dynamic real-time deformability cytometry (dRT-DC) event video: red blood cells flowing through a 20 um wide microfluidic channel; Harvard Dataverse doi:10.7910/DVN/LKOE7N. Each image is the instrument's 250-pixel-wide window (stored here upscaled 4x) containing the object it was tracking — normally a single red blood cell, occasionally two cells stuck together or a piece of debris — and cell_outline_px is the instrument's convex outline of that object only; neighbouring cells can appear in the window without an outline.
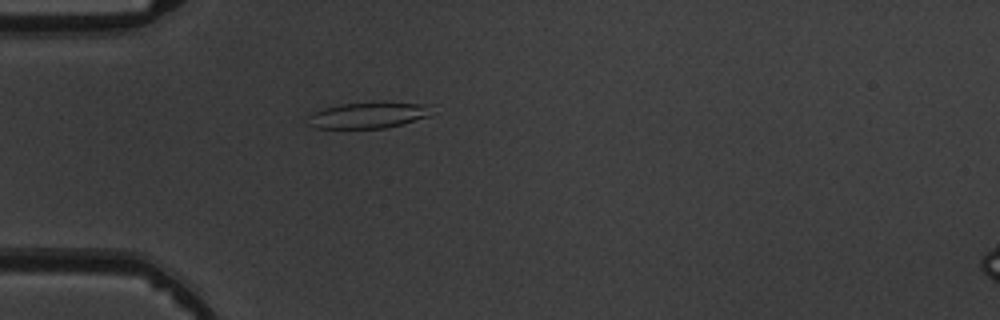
{"species": "common noctule bat (a hibernating species)", "species_latin": "Nyctalus noctula", "temperature_condition": "warm", "stored_images_in_passage": 5, "camera_frame_rate_fps": 3000, "um_per_image_px": 0.085, "animal": {"sex": "male", "body_mass_g": 19.5, "forearm_length_mm": 54.6}, "frame": {"image": 1, "passage_image": 5, "time_ms": 4.667, "image_size_px": [1000, 320], "cell_outline_px": [[432, 116], [384, 128], [316, 128], [308, 124], [308, 116], [312, 112], [324, 108], [340, 104], [384, 100], [432, 104]], "centroid_in_image_um": [31.39, 9.74], "position_along_channel_um": 53.6, "area_um2": 19.59}}